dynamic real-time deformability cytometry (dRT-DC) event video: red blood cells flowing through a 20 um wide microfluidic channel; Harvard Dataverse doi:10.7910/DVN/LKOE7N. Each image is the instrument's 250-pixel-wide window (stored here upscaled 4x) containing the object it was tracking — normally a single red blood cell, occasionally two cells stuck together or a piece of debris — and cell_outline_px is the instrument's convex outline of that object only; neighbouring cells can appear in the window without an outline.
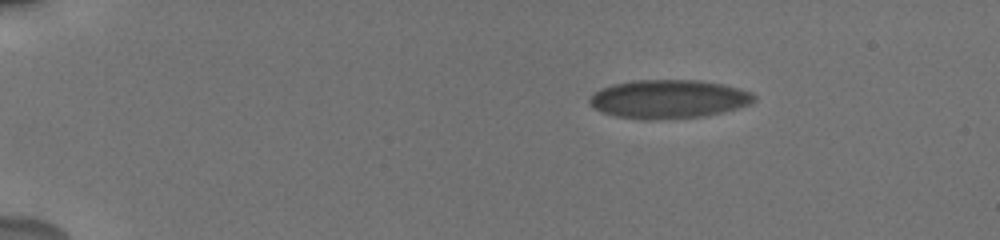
{"species": "human", "species_latin": "Homo sapiens", "temperature_condition": "cold", "stored_images_in_passage": 61, "camera_frame_rate_fps": 3000, "um_per_image_px": 0.085, "donor": {"sex": "male"}, "frame": {"image": 1, "passage_image": 1, "time_ms": 0.0, "image_size_px": [1000, 240], "cell_outline_px": [[756, 100], [748, 104], [736, 108], [704, 116], [656, 120], [640, 120], [616, 116], [604, 112], [596, 108], [588, 100], [600, 88], [612, 84], [636, 80], [700, 80], [720, 84], [752, 92], [756, 96]], "centroid_in_image_um": [56.82, 8.42], "position_along_channel_um": 28.2, "area_um2": 36.76}}
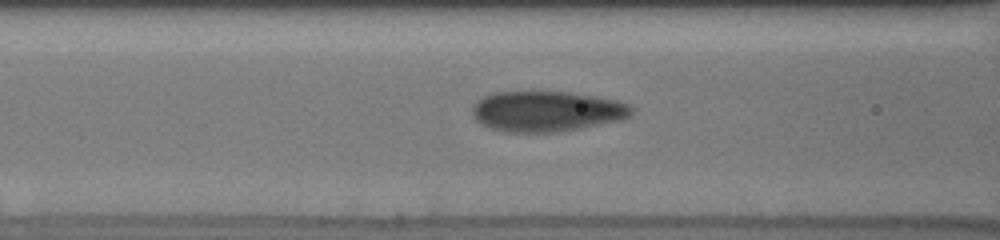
{"frame": {"image": 2, "passage_image": 32, "time_ms": 5.0, "image_size_px": [1000, 240], "cell_outline_px": [[632, 112], [628, 116], [620, 120], [576, 128], [552, 132], [504, 132], [480, 124], [476, 120], [472, 112], [472, 104], [476, 100], [484, 96], [496, 92], [568, 92], [616, 100], [628, 104], [632, 108]], "centroid_in_image_um": [46.39, 9.45], "position_along_channel_um": 120.2, "area_um2": 37.11}}
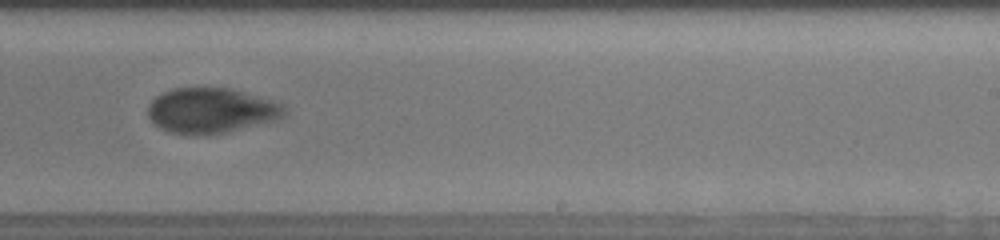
{"frame": {"image": 3, "passage_image": 43, "time_ms": 9.0, "image_size_px": [1000, 240], "cell_outline_px": [[284, 112], [280, 116], [272, 120], [224, 132], [168, 132], [160, 128], [148, 116], [148, 104], [156, 96], [172, 88], [228, 88], [272, 100], [280, 104], [284, 108]], "centroid_in_image_um": [17.87, 9.35], "position_along_channel_um": 271.1, "area_um2": 34.45}}